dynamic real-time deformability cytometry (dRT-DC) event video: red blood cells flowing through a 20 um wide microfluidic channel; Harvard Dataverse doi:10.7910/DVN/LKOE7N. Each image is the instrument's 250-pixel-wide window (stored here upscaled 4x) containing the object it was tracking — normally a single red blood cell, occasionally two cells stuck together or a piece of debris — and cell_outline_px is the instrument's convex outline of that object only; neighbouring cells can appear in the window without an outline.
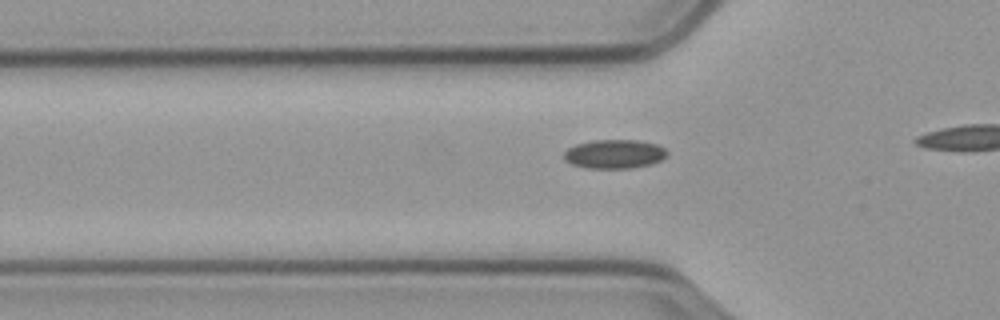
{"species": "common noctule bat (a hibernating species)", "species_latin": "Nyctalus noctula", "temperature_condition": "cold", "stored_images_in_passage": 15, "camera_frame_rate_fps": 3000, "um_per_image_px": 0.085, "animal": {"sex": "male", "body_mass_g": 23.1, "forearm_length_mm": 52.7}, "frame": {"image": 1, "passage_image": 9, "time_ms": 2.667, "image_size_px": [1000, 320], "cell_outline_px": [[668, 156], [652, 164], [632, 168], [588, 168], [572, 164], [564, 160], [564, 152], [568, 148], [576, 144], [592, 140], [636, 140], [656, 144], [664, 148], [668, 152]], "centroid_in_image_um": [52.23, 13.09], "position_along_channel_um": 73.6, "area_um2": 17.46}}
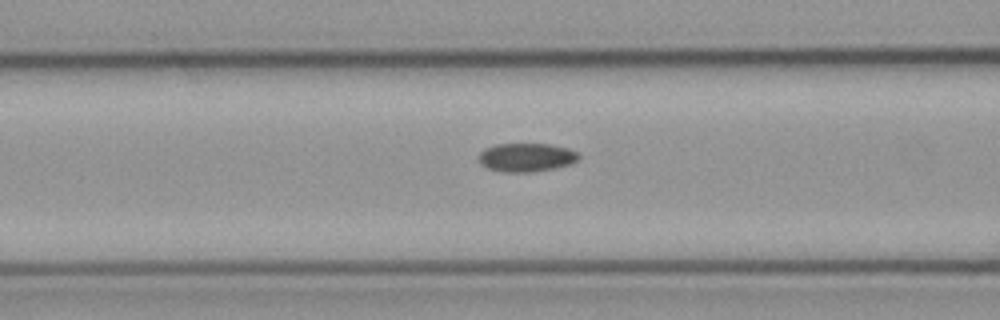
{"frame": {"image": 2, "passage_image": 13, "time_ms": 4.0, "image_size_px": [1000, 320], "cell_outline_px": [[580, 156], [572, 164], [556, 168], [532, 172], [500, 172], [488, 168], [480, 164], [480, 152], [484, 148], [496, 144], [552, 144], [568, 148], [576, 152]], "centroid_in_image_um": [44.74, 13.38], "position_along_channel_um": 121.9, "area_um2": 16.76}}